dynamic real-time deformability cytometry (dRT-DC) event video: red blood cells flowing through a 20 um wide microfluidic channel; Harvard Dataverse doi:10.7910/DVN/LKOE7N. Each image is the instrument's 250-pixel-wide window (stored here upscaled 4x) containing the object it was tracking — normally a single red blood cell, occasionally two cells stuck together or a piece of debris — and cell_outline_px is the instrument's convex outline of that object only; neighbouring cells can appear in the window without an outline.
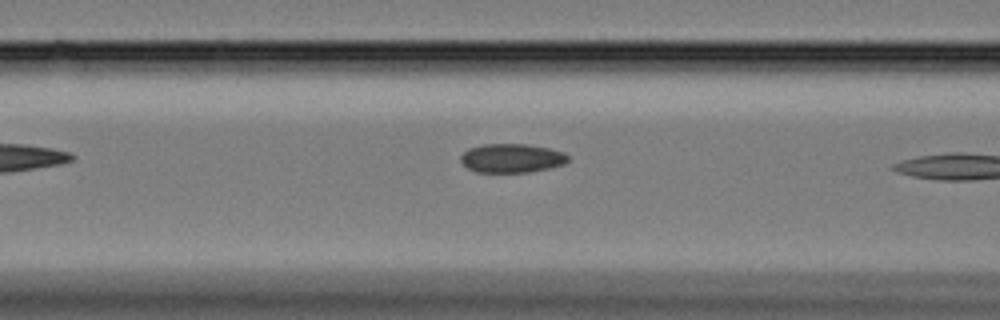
{"species": "Egyptian fruit bat (a non-hibernating species)", "species_latin": "Rousettus aegyptiacus", "temperature_condition": "cold", "stored_images_in_passage": 9, "camera_frame_rate_fps": 3000, "um_per_image_px": 0.085, "animal": {"sex": "female"}, "frame": {"image": 1, "passage_image": 8, "time_ms": 2.333, "image_size_px": [1000, 320], "cell_outline_px": [[568, 160], [564, 164], [548, 168], [528, 172], [476, 172], [468, 168], [460, 160], [460, 156], [468, 148], [484, 144], [528, 144], [548, 148], [564, 152], [568, 156]], "centroid_in_image_um": [43.48, 13.44], "position_along_channel_um": 123.1, "area_um2": 18.03}}